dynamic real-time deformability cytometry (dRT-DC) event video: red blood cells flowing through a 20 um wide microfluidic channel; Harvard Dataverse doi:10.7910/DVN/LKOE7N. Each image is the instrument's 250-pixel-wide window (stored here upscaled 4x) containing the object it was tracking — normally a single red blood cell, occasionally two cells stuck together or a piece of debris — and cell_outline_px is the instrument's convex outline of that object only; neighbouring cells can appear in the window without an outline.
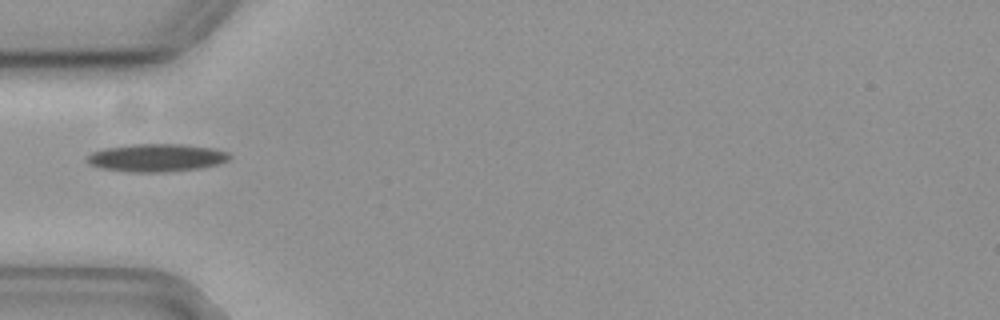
{"species": "common noctule bat (a hibernating species)", "species_latin": "Nyctalus noctula", "temperature_condition": "cold", "stored_images_in_passage": 39, "camera_frame_rate_fps": 3000, "um_per_image_px": 0.085, "animal": {"sex": "female", "body_mass_g": 19.3, "forearm_length_mm": 54.1}, "frame": {"image": 1, "passage_image": 1, "time_ms": 0.0, "image_size_px": [1000, 320], "cell_outline_px": [[232, 156], [228, 160], [216, 164], [200, 168], [164, 172], [128, 172], [100, 168], [88, 164], [88, 156], [92, 152], [104, 148], [132, 144], [180, 144], [212, 148], [228, 152]], "centroid_in_image_um": [13.28, 13.41], "position_along_channel_um": 71.7, "area_um2": 23.06}}